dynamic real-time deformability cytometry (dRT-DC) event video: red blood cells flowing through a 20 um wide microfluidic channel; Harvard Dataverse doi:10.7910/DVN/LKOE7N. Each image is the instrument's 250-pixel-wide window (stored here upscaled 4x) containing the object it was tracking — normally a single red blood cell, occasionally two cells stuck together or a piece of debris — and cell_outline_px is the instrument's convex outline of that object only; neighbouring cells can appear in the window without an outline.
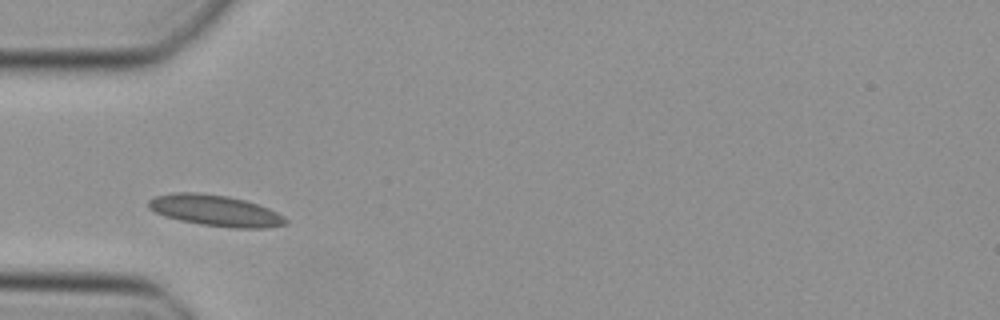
{"species": "Egyptian fruit bat (a non-hibernating species)", "species_latin": "Rousettus aegyptiacus", "temperature_condition": "cold", "stored_images_in_passage": 34, "camera_frame_rate_fps": 3000, "um_per_image_px": 0.085, "animal": {"sex": "female"}, "frame": {"image": 1, "passage_image": 1, "time_ms": 0.0, "image_size_px": [1000, 320], "cell_outline_px": [[288, 224], [268, 228], [232, 228], [200, 224], [180, 220], [164, 216], [148, 208], [148, 200], [156, 196], [172, 192], [196, 192], [228, 196], [244, 200], [268, 208], [284, 216], [288, 220]], "centroid_in_image_um": [18.31, 17.9], "position_along_channel_um": 66.7, "area_um2": 24.91}}
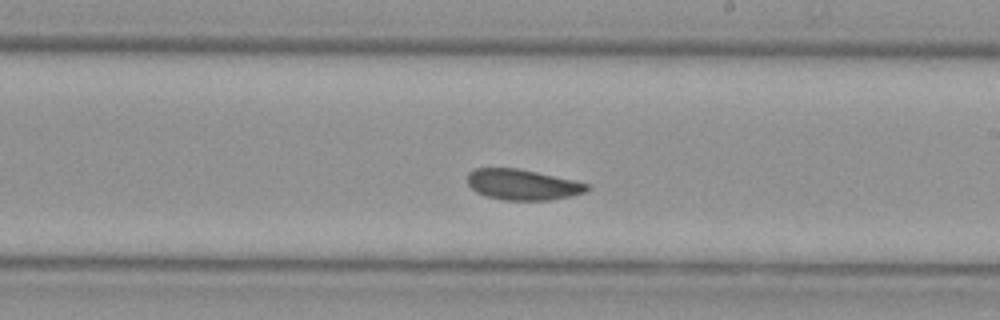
{"frame": {"image": 2, "passage_image": 14, "time_ms": 4.333, "image_size_px": [1000, 320], "cell_outline_px": [[592, 188], [588, 192], [572, 196], [548, 200], [504, 200], [484, 196], [476, 192], [468, 184], [468, 172], [476, 168], [516, 168], [536, 172], [572, 180], [588, 184]], "centroid_in_image_um": [44.43, 15.7], "position_along_channel_um": 244.6, "area_um2": 21.39}}
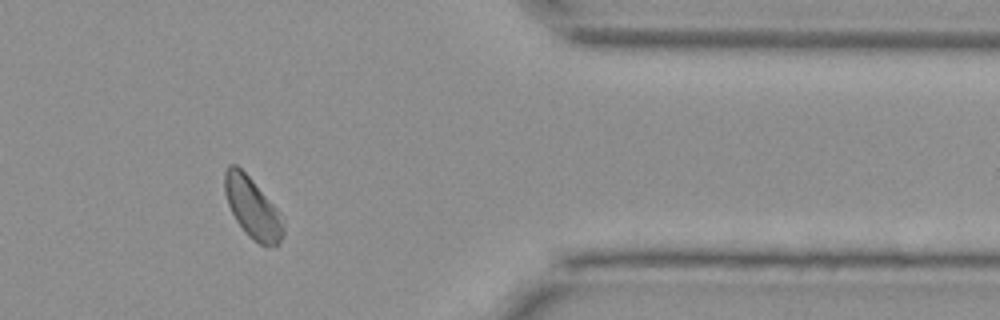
{"frame": {"image": 3, "passage_image": 26, "time_ms": 8.333, "image_size_px": [1000, 320], "cell_outline_px": [[284, 236], [280, 244], [276, 248], [268, 248], [260, 244], [248, 236], [244, 232], [236, 220], [228, 204], [224, 192], [224, 172], [228, 164], [236, 164], [252, 180], [284, 216]], "centroid_in_image_um": [21.5, 17.73], "position_along_channel_um": 389.9, "area_um2": 21.21}}